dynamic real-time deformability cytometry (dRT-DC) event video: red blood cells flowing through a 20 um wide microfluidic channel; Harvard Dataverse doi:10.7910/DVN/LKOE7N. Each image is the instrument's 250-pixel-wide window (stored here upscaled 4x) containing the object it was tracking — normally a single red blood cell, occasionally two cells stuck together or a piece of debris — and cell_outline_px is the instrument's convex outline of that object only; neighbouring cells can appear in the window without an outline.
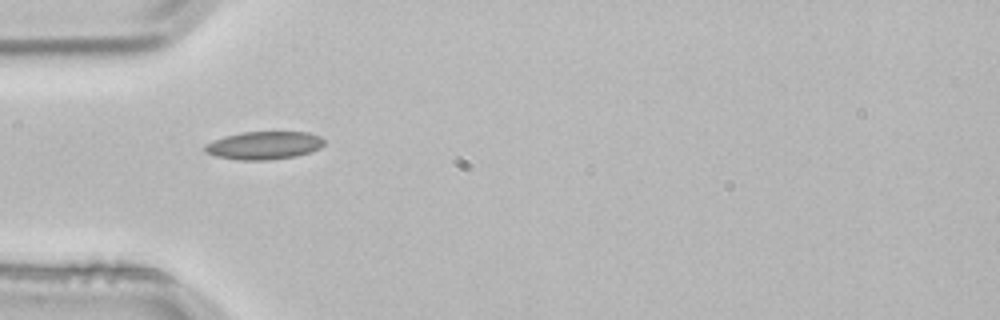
{"species": "common noctule bat (a hibernating species)", "species_latin": "Nyctalus noctula", "temperature_condition": "room temperature", "stored_images_in_passage": 1, "camera_frame_rate_fps": 3000, "um_per_image_px": 0.085, "animal": {"sex": "male", "body_mass_g": 21.5, "forearm_length_mm": 52.0}, "frame": {"image": 1, "passage_image": 1, "time_ms": 0.0, "image_size_px": [1000, 320], "cell_outline_px": [[324, 144], [320, 148], [296, 156], [268, 160], [240, 160], [216, 156], [204, 152], [204, 144], [224, 136], [244, 132], [308, 132], [320, 136], [324, 140]], "centroid_in_image_um": [22.42, 12.36], "position_along_channel_um": 62.6, "area_um2": 19.42}}